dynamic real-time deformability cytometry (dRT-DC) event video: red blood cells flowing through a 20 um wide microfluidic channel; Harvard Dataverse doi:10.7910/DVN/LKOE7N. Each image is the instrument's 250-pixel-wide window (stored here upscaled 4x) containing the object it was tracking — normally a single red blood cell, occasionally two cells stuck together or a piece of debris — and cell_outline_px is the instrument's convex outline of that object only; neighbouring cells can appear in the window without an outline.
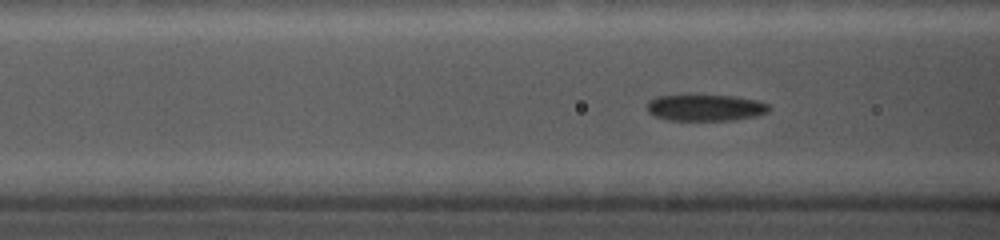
{"species": "common noctule bat (a hibernating species)", "species_latin": "Nyctalus noctula", "temperature_condition": "cold", "stored_images_in_passage": 57, "camera_frame_rate_fps": 5000, "um_per_image_px": 0.085, "animal": {"sex": "female", "body_mass_g": 19.0, "forearm_length_mm": 56.7}, "frame": {"image": 1, "passage_image": 9, "time_ms": 1.6, "image_size_px": [1000, 240], "cell_outline_px": [[772, 108], [768, 112], [756, 116], [736, 120], [668, 120], [656, 116], [648, 112], [648, 100], [656, 96], [688, 92], [736, 96], [756, 100], [768, 104]], "centroid_in_image_um": [59.94, 9.1], "position_along_channel_um": 106.7, "area_um2": 19.83}}
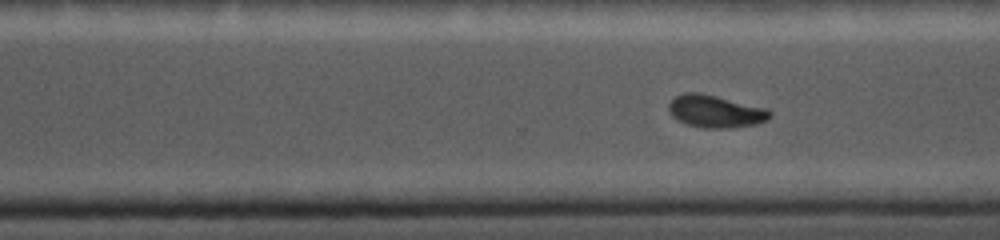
{"frame": {"image": 2, "passage_image": 36, "time_ms": 7.0, "image_size_px": [1000, 240], "cell_outline_px": [[772, 116], [768, 120], [756, 124], [732, 128], [700, 128], [676, 120], [672, 116], [668, 108], [668, 104], [676, 96], [684, 92], [700, 92], [768, 108], [772, 112]], "centroid_in_image_um": [60.84, 9.47], "position_along_channel_um": 309.8, "area_um2": 19.42}}
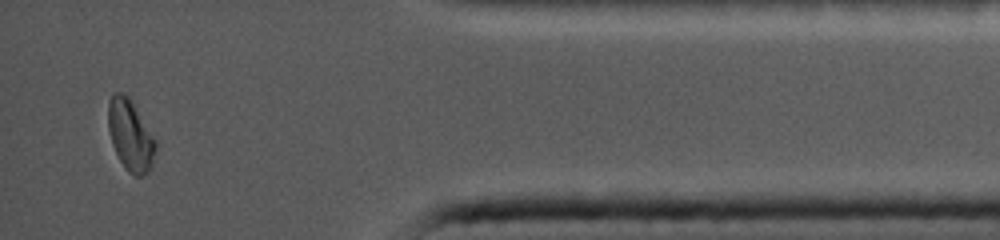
{"frame": {"image": 3, "passage_image": 54, "time_ms": 10.6, "image_size_px": [1000, 240], "cell_outline_px": [[156, 152], [152, 168], [144, 176], [136, 176], [128, 172], [120, 160], [112, 144], [108, 128], [108, 104], [112, 92], [120, 92], [128, 96], [156, 140]], "centroid_in_image_um": [11.09, 11.52], "position_along_channel_um": 424.1, "area_um2": 19.65}}